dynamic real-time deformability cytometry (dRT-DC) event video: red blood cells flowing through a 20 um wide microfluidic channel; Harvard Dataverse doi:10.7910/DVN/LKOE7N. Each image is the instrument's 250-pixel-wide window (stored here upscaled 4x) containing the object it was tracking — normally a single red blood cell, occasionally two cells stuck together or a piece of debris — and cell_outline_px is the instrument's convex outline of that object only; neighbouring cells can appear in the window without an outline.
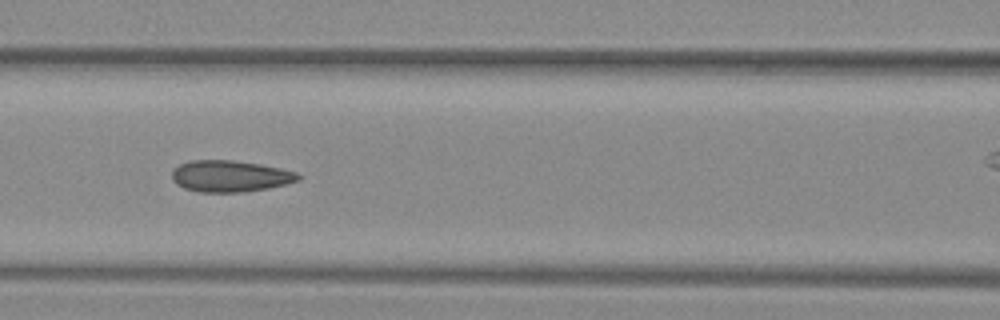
{"species": "common noctule bat (a hibernating species)", "species_latin": "Nyctalus noctula", "temperature_condition": "warm", "stored_images_in_passage": 52, "camera_frame_rate_fps": 3000, "um_per_image_px": 0.085, "animal": {"sex": "female", "body_mass_g": 29.2, "forearm_length_mm": 56.3}, "frame": {"image": 1, "passage_image": 23, "time_ms": 7.333, "image_size_px": [1000, 320], "cell_outline_px": [[300, 180], [268, 188], [244, 192], [196, 192], [184, 188], [176, 184], [172, 180], [172, 172], [180, 164], [192, 160], [232, 160], [260, 164], [280, 168], [296, 172], [300, 176]], "centroid_in_image_um": [19.54, 14.98], "position_along_channel_um": 147.1, "area_um2": 23.12}, "authors_computed_cell_mechanics": {"area_um2": 23.2356, "velocity_mm_per_s": 4.0809, "shape_relaxation_time_tau1_ms": null, "shape_relaxation_time_tau2_ms": 1.5559, "deformation_change_tau1": null, "deformation_change_tau2": 0.0802}}